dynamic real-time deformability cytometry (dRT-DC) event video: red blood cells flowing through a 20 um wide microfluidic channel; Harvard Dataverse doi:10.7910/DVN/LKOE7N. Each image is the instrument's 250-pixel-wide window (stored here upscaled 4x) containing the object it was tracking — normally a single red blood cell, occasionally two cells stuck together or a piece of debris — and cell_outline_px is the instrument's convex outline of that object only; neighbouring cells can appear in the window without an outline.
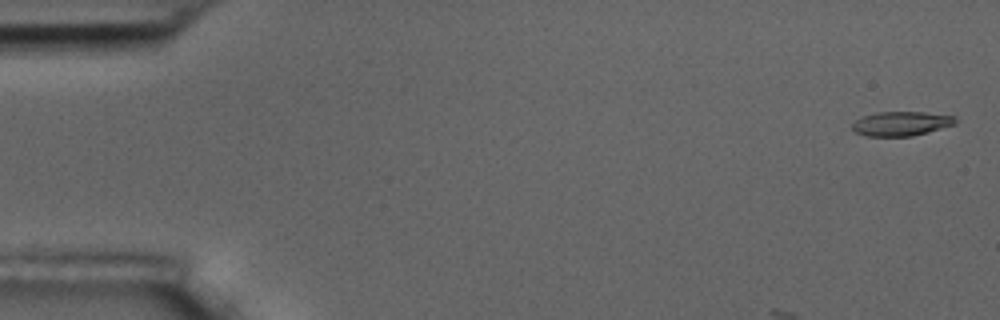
{"species": "common noctule bat (a hibernating species)", "species_latin": "Nyctalus noctula", "temperature_condition": "room temperature", "stored_images_in_passage": 10, "camera_frame_rate_fps": 3000, "um_per_image_px": 0.085, "animal": {"sex": "male", "body_mass_g": 17.5, "forearm_length_mm": 52.3}, "frame": {"image": 1, "passage_image": 1, "time_ms": 0.0, "image_size_px": [1000, 320], "cell_outline_px": [[956, 124], [928, 132], [912, 136], [864, 136], [856, 132], [852, 128], [852, 124], [860, 116], [876, 112], [924, 112], [956, 116]], "centroid_in_image_um": [76.59, 10.5], "position_along_channel_um": 8.4, "area_um2": 14.74}}
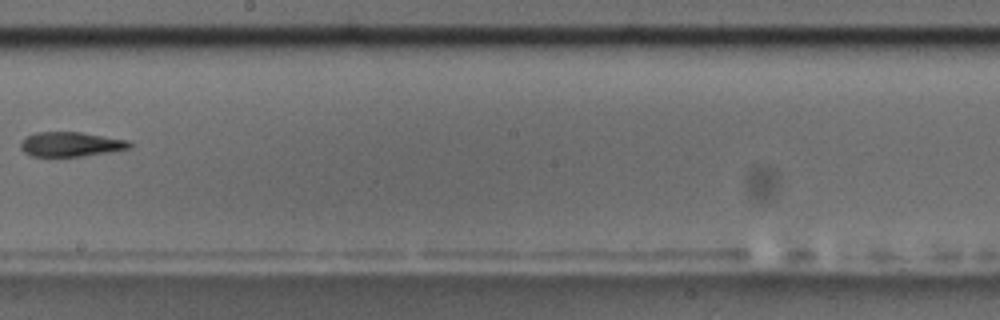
{"frame": {"image": 2, "passage_image": 9, "time_ms": 10.333, "image_size_px": [1000, 320], "cell_outline_px": [[132, 148], [108, 152], [80, 156], [32, 156], [24, 152], [20, 148], [20, 140], [24, 136], [36, 132], [80, 132], [128, 140], [132, 144]], "centroid_in_image_um": [5.98, 12.25], "position_along_channel_um": 242.2, "area_um2": 15.66}}
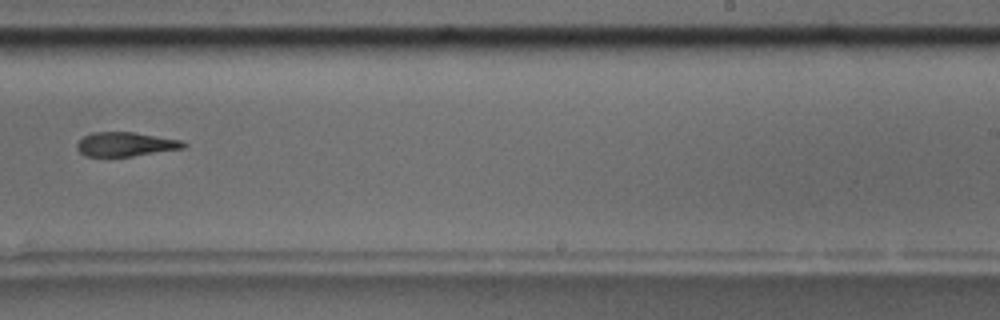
{"frame": {"image": 3, "passage_image": 10, "time_ms": 11.333, "image_size_px": [1000, 320], "cell_outline_px": [[188, 144], [184, 148], [132, 156], [84, 156], [76, 148], [76, 144], [84, 136], [92, 132], [132, 132], [180, 140]], "centroid_in_image_um": [10.65, 12.26], "position_along_channel_um": 278.4, "area_um2": 14.85}}